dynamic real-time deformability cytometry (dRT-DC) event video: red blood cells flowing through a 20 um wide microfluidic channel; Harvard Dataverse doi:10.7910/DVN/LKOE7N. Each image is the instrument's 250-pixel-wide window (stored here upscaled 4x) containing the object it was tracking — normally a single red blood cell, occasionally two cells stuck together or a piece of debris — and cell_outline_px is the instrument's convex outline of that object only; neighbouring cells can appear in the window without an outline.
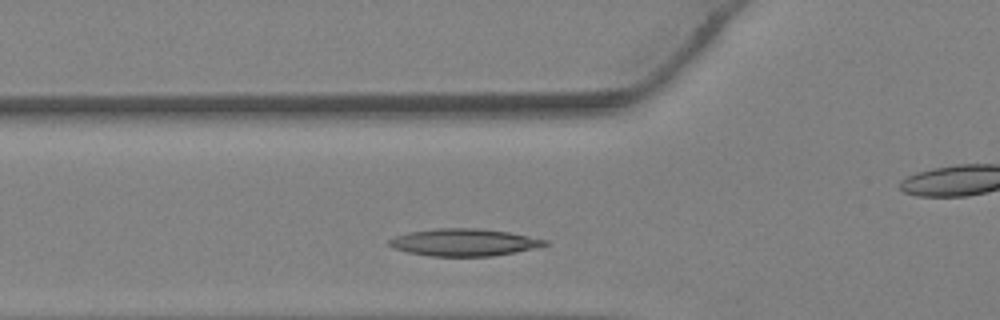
{"species": "Egyptian fruit bat (a non-hibernating species)", "species_latin": "Rousettus aegyptiacus", "temperature_condition": "warm", "stored_images_in_passage": 27, "camera_frame_rate_fps": 3000, "um_per_image_px": 0.085, "animal": {"sex": "female"}, "frame": {"image": 1, "passage_image": 9, "time_ms": 2.667, "image_size_px": [1000, 320], "cell_outline_px": [[552, 244], [540, 248], [492, 256], [428, 256], [408, 252], [392, 248], [388, 244], [388, 240], [396, 236], [408, 232], [436, 228], [476, 228], [508, 232], [548, 240]], "centroid_in_image_um": [39.48, 20.6], "position_along_channel_um": 86.3, "area_um2": 24.97}}
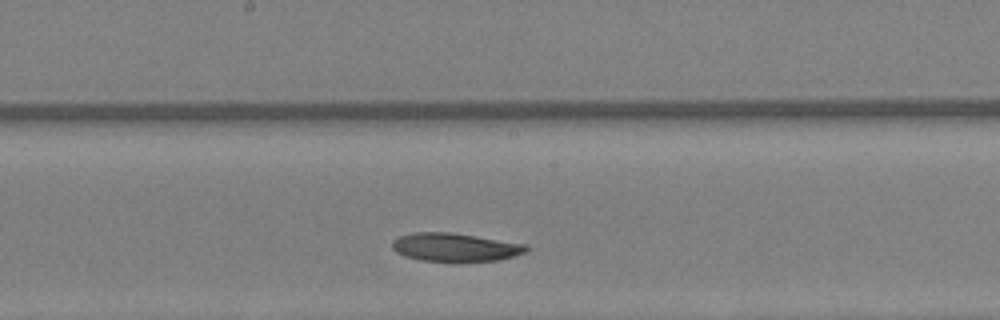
{"frame": {"image": 2, "passage_image": 16, "time_ms": 5.0, "image_size_px": [1000, 320], "cell_outline_px": [[528, 248], [524, 252], [512, 256], [496, 260], [420, 260], [404, 256], [396, 252], [392, 248], [392, 240], [400, 236], [412, 232], [448, 232], [528, 244]], "centroid_in_image_um": [38.63, 20.99], "position_along_channel_um": 209.6, "area_um2": 21.62}}
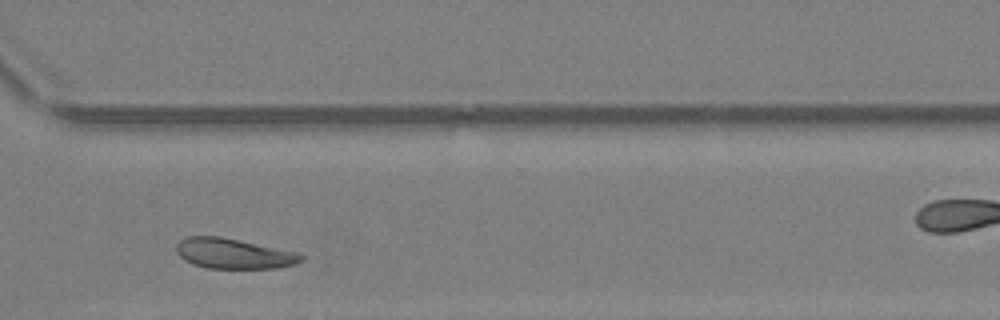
{"frame": {"image": 3, "passage_image": 24, "time_ms": 7.667, "image_size_px": [1000, 320], "cell_outline_px": [[304, 260], [296, 264], [276, 268], [208, 268], [192, 264], [184, 260], [176, 252], [176, 244], [180, 240], [188, 236], [220, 236], [300, 252], [304, 256]], "centroid_in_image_um": [19.89, 21.55], "position_along_channel_um": 350.7, "area_um2": 22.25}}